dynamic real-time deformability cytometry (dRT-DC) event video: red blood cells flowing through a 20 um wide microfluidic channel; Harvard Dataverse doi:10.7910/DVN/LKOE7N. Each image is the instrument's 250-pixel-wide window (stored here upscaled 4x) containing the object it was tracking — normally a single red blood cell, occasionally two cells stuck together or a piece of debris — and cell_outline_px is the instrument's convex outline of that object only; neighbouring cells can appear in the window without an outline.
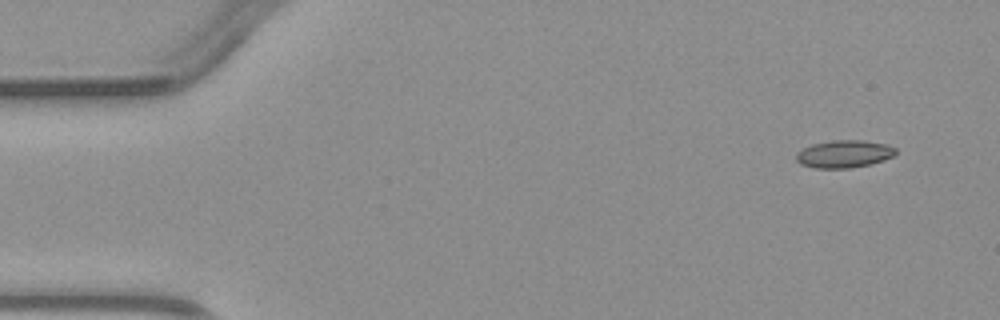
{"species": "common noctule bat (a hibernating species)", "species_latin": "Nyctalus noctula", "temperature_condition": "warm", "stored_images_in_passage": 4, "camera_frame_rate_fps": 3000, "um_per_image_px": 0.085, "animal": {"sex": "male", "body_mass_g": 23.1, "forearm_length_mm": 52.7}, "frame": {"image": 1, "passage_image": 1, "time_ms": 0.0, "image_size_px": [1000, 320], "cell_outline_px": [[896, 152], [892, 156], [884, 160], [872, 164], [848, 168], [812, 168], [800, 164], [796, 160], [796, 152], [812, 144], [832, 140], [864, 140], [888, 144], [896, 148]], "centroid_in_image_um": [71.74, 13.08], "position_along_channel_um": 13.3, "area_um2": 16.13}}
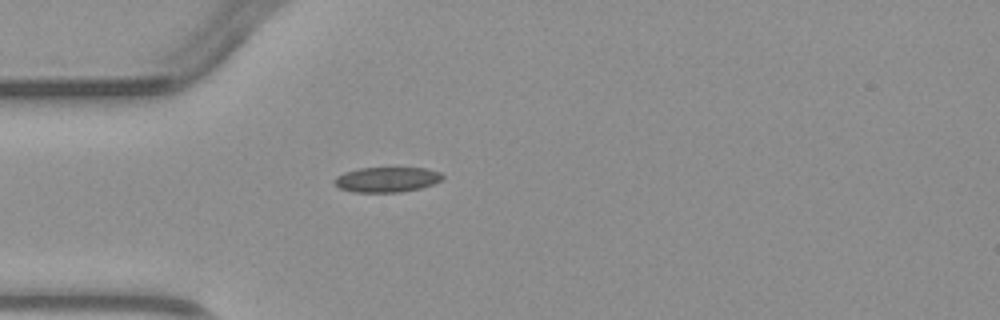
{"frame": {"image": 2, "passage_image": 4, "time_ms": 3.333, "image_size_px": [1000, 320], "cell_outline_px": [[444, 180], [420, 188], [400, 192], [356, 192], [340, 188], [332, 184], [332, 180], [336, 176], [344, 172], [360, 168], [424, 168], [440, 172], [444, 176]], "centroid_in_image_um": [32.86, 15.26], "position_along_channel_um": 52.1, "area_um2": 15.9}}